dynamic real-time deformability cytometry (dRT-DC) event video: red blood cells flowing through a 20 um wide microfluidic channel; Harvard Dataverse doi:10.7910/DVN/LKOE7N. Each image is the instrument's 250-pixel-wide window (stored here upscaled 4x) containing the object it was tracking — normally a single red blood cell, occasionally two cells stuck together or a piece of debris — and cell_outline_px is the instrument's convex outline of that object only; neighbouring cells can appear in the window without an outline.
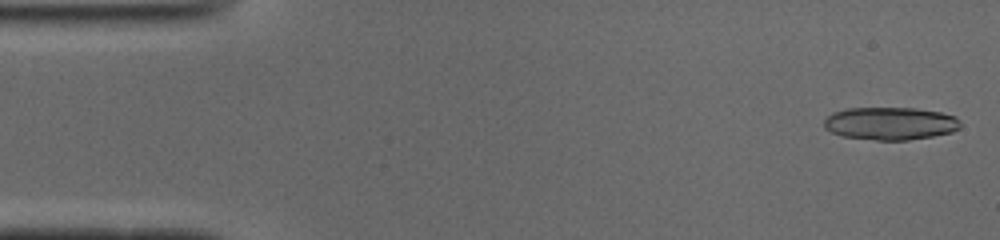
{"species": "common noctule bat (a hibernating species)", "species_latin": "Nyctalus noctula", "temperature_condition": "cold", "stored_images_in_passage": 49, "camera_frame_rate_fps": 3000, "um_per_image_px": 0.085, "animal": {"sex": "male", "body_mass_g": 19.0, "forearm_length_mm": 50.8}, "frame": {"image": 1, "passage_image": 1, "time_ms": 0.0, "image_size_px": [1000, 240], "cell_outline_px": [[960, 128], [952, 132], [932, 136], [908, 140], [876, 140], [844, 136], [832, 132], [824, 128], [824, 120], [832, 112], [848, 108], [916, 108], [940, 112], [956, 116], [960, 124]], "centroid_in_image_um": [75.68, 10.49], "position_along_channel_um": 9.3, "area_um2": 26.01}}
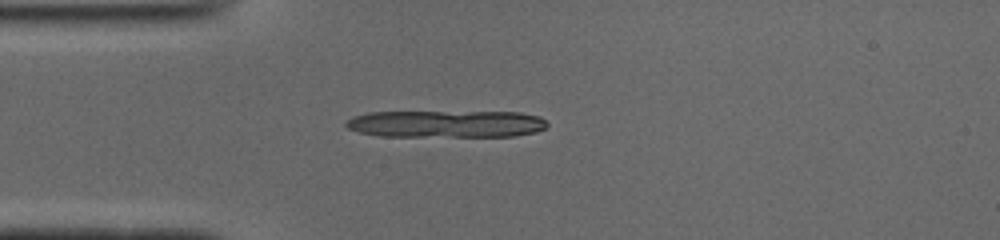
{"frame": {"image": 2, "passage_image": 12, "time_ms": 3.667, "image_size_px": [1000, 240], "cell_outline_px": [[548, 124], [544, 128], [536, 132], [512, 136], [380, 136], [360, 132], [348, 128], [344, 124], [348, 120], [356, 116], [368, 112], [520, 112], [540, 116]], "centroid_in_image_um": [37.95, 10.53], "position_along_channel_um": 47.0, "area_um2": 31.73}}
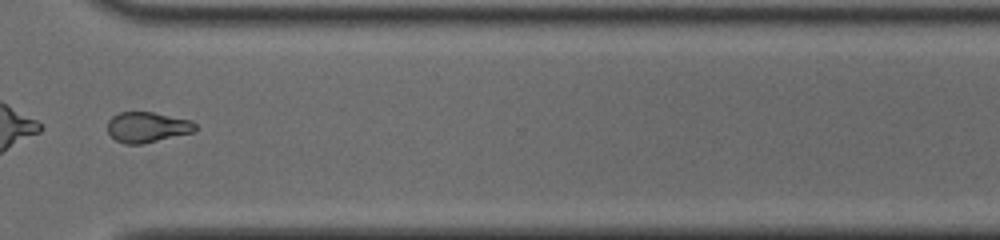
{"frame": {"image": 3, "passage_image": 37, "time_ms": 12.0, "image_size_px": [1000, 240], "cell_outline_px": [[196, 128], [192, 132], [144, 144], [124, 144], [116, 140], [108, 132], [108, 120], [112, 116], [120, 112], [152, 112], [192, 120], [196, 124]], "centroid_in_image_um": [12.51, 10.81], "position_along_channel_um": 358.1, "area_um2": 15.55}, "authors_computed_cell_mechanics": {"area_um2": 16.5308, "velocity_mm_per_s": 3.9461, "shape_relaxation_time_tau1_ms": null, "shape_relaxation_time_tau2_ms": 4.4551, "deformation_change_tau1": null, "deformation_change_tau2": 0.1166}}